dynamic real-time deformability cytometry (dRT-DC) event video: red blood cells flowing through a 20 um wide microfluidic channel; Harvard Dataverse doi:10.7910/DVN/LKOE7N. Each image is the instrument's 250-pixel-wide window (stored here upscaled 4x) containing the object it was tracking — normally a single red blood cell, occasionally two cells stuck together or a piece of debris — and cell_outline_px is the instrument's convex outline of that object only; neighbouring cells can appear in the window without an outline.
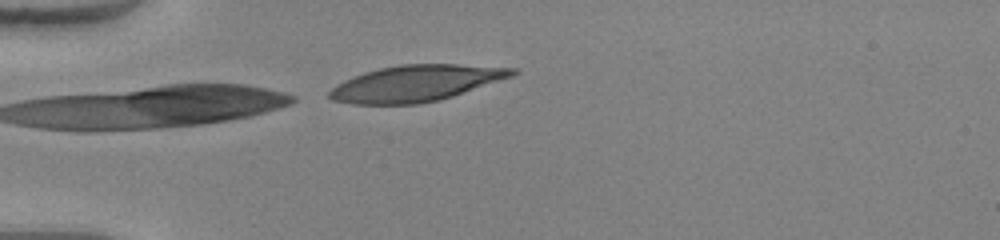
{"species": "human", "species_latin": "Homo sapiens", "temperature_condition": "warm", "stored_images_in_passage": 3, "camera_frame_rate_fps": 3000, "um_per_image_px": 0.085, "donor": {"sex": "female"}, "frame": {"image": 1, "passage_image": 3, "time_ms": 0.667, "image_size_px": [1000, 240], "cell_outline_px": [[520, 72], [512, 76], [452, 96], [420, 104], [352, 104], [332, 100], [328, 96], [328, 92], [336, 84], [344, 80], [364, 72], [380, 68], [400, 64], [456, 64], [516, 68]], "centroid_in_image_um": [35.32, 7.08], "position_along_channel_um": 49.7, "area_um2": 38.38}}